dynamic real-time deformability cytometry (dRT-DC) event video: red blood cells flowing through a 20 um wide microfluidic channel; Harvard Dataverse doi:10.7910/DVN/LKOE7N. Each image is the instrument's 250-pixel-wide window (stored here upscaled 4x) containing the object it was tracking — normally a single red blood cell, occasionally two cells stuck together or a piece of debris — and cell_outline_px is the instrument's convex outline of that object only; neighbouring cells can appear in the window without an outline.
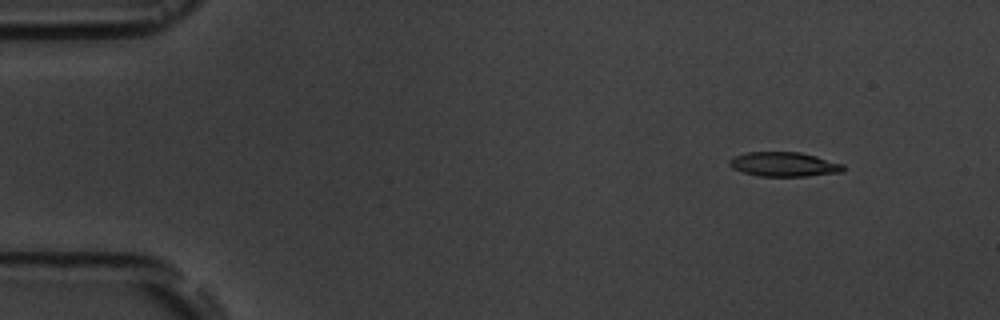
{"species": "common noctule bat (a hibernating species)", "species_latin": "Nyctalus noctula", "temperature_condition": "room temperature", "stored_images_in_passage": 4, "camera_frame_rate_fps": 3000, "um_per_image_px": 0.085, "animal": {"sex": "male", "body_mass_g": 19.5, "forearm_length_mm": 54.6}, "frame": {"image": 1, "passage_image": 1, "time_ms": 0.0, "image_size_px": [1000, 320], "cell_outline_px": [[844, 172], [808, 176], [760, 176], [744, 172], [732, 168], [728, 164], [728, 160], [732, 156], [748, 152], [800, 152], [816, 156], [844, 164]], "centroid_in_image_um": [66.63, 13.96], "position_along_channel_um": 18.4, "area_um2": 16.3}}
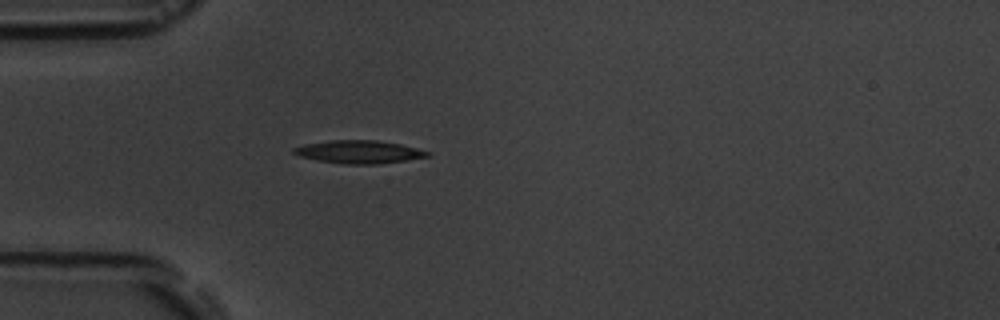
{"frame": {"image": 2, "passage_image": 4, "time_ms": 3.333, "image_size_px": [1000, 320], "cell_outline_px": [[432, 156], [376, 164], [348, 164], [316, 160], [300, 156], [292, 152], [292, 148], [304, 144], [328, 140], [376, 140], [400, 144], [432, 152]], "centroid_in_image_um": [30.51, 12.9], "position_along_channel_um": 54.5, "area_um2": 17.86}}